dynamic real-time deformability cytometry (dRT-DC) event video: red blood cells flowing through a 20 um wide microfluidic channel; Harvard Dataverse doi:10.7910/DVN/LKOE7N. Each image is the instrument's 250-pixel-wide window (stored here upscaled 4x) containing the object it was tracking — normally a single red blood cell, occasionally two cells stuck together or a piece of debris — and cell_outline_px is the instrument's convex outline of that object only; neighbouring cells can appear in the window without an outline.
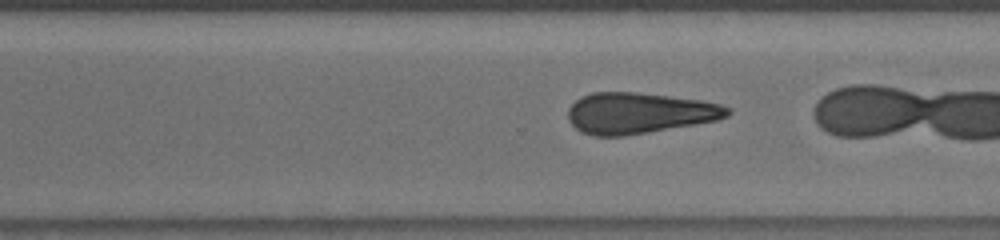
{"species": "human", "species_latin": "Homo sapiens", "temperature_condition": "room temperature", "stored_images_in_passage": 51, "camera_frame_rate_fps": 3000, "um_per_image_px": 0.085, "donor": {"sex": "male"}, "frame": {"image": 1, "passage_image": 42, "time_ms": 13.667, "image_size_px": [1000, 240], "cell_outline_px": [[732, 112], [728, 116], [716, 120], [696, 124], [624, 136], [596, 136], [580, 132], [568, 120], [568, 108], [580, 96], [592, 92], [636, 92], [700, 100], [720, 104], [732, 108]], "centroid_in_image_um": [54.32, 9.61], "position_along_channel_um": 316.3, "area_um2": 38.15}}